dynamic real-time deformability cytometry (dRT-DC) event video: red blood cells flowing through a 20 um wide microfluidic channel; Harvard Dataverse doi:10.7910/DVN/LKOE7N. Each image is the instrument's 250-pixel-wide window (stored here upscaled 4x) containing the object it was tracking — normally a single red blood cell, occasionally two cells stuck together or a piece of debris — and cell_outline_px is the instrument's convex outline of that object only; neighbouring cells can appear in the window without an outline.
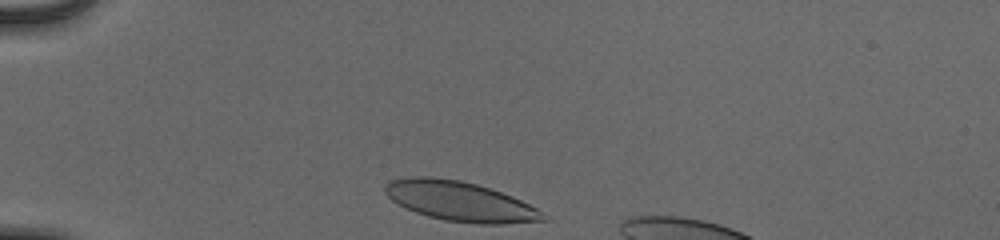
{"species": "human", "species_latin": "Homo sapiens", "temperature_condition": "cold", "stored_images_in_passage": 32, "camera_frame_rate_fps": 3000, "um_per_image_px": 0.085, "donor": {"sex": "male"}, "frame": {"image": 1, "passage_image": 1, "time_ms": 0.0, "image_size_px": [1000, 240], "cell_outline_px": [[552, 220], [504, 224], [480, 224], [444, 220], [428, 216], [404, 208], [392, 200], [384, 192], [384, 184], [388, 180], [412, 176], [428, 176], [460, 180], [476, 184], [512, 196], [536, 208]], "centroid_in_image_um": [39.08, 17.11], "position_along_channel_um": 45.9, "area_um2": 36.7}}
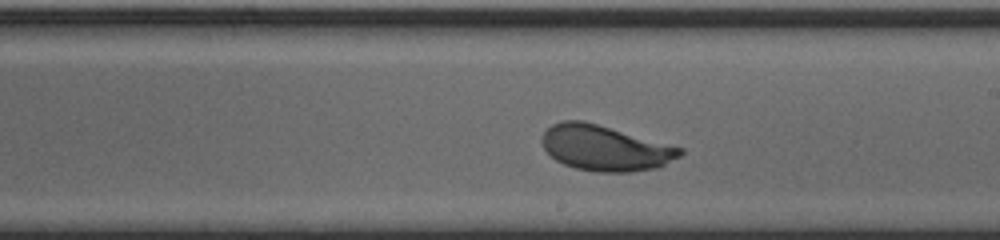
{"frame": {"image": 2, "passage_image": 19, "time_ms": 6.0, "image_size_px": [1000, 240], "cell_outline_px": [[684, 152], [680, 156], [656, 168], [632, 172], [596, 172], [576, 168], [564, 164], [556, 160], [544, 148], [540, 140], [544, 132], [552, 124], [560, 120], [584, 120], [684, 148]], "centroid_in_image_um": [51.42, 12.57], "position_along_channel_um": 237.6, "area_um2": 36.59}}
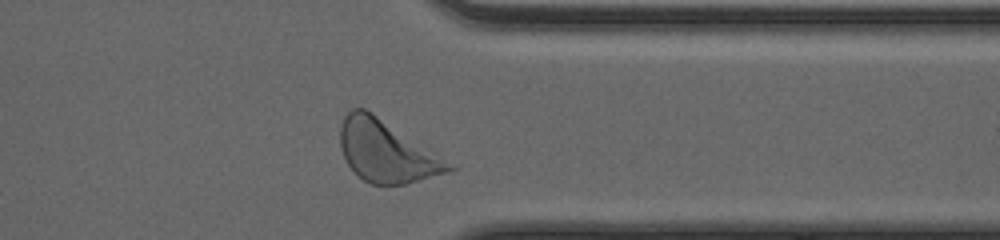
{"frame": {"image": 3, "passage_image": 30, "time_ms": 9.667, "image_size_px": [1000, 240], "cell_outline_px": [[456, 168], [448, 172], [404, 184], [372, 184], [356, 176], [352, 172], [340, 148], [340, 124], [344, 116], [352, 108], [364, 108], [372, 112]], "centroid_in_image_um": [32.75, 12.87], "position_along_channel_um": 378.7, "area_um2": 38.03}, "authors_computed_cell_mechanics": {"area_um2": 36.4429, "velocity_mm_per_s": 3.8658, "shape_relaxation_time_tau1_ms": 1.6435, "shape_relaxation_time_tau2_ms": null, "deformation_change_tau1": 0.1223, "deformation_change_tau2": null}}